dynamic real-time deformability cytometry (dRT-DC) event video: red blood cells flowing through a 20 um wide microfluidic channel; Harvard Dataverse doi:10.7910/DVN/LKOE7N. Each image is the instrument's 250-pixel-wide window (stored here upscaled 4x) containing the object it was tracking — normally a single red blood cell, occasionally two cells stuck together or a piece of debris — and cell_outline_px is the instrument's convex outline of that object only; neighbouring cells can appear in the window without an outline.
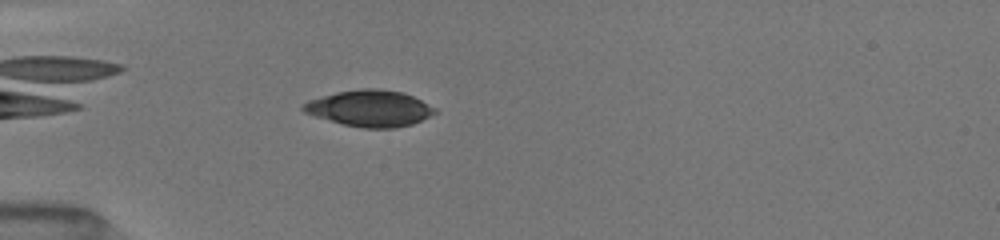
{"species": "common noctule bat (a hibernating species)", "species_latin": "Nyctalus noctula", "temperature_condition": "room temperature", "stored_images_in_passage": 29, "camera_frame_rate_fps": 3000, "um_per_image_px": 0.085, "animal": {"sex": "female", "body_mass_g": 19.5, "forearm_length_mm": 54.1}, "frame": {"image": 1, "passage_image": 3, "time_ms": 1.0, "image_size_px": [1000, 240], "cell_outline_px": [[436, 112], [412, 124], [396, 128], [364, 128], [344, 124], [316, 116], [304, 112], [300, 108], [308, 100], [340, 92], [360, 88], [376, 88], [400, 92], [412, 96], [436, 108]], "centroid_in_image_um": [31.43, 9.21], "position_along_channel_um": 53.6, "area_um2": 27.34}}
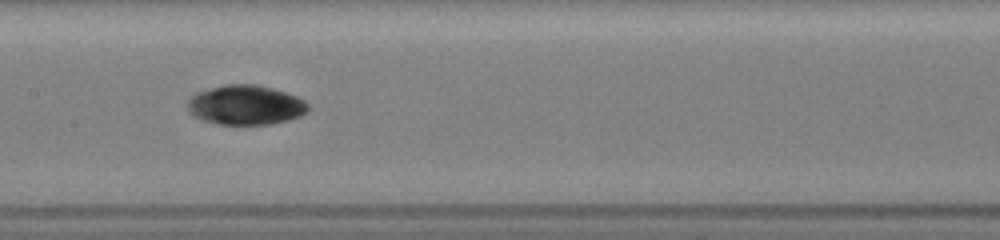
{"frame": {"image": 2, "passage_image": 9, "time_ms": 4.667, "image_size_px": [1000, 240], "cell_outline_px": [[308, 108], [300, 116], [288, 120], [268, 124], [216, 124], [200, 120], [188, 108], [188, 100], [196, 92], [224, 84], [256, 84], [272, 88], [296, 96], [304, 100], [308, 104]], "centroid_in_image_um": [20.86, 8.92], "position_along_channel_um": 186.5, "area_um2": 27.63}}
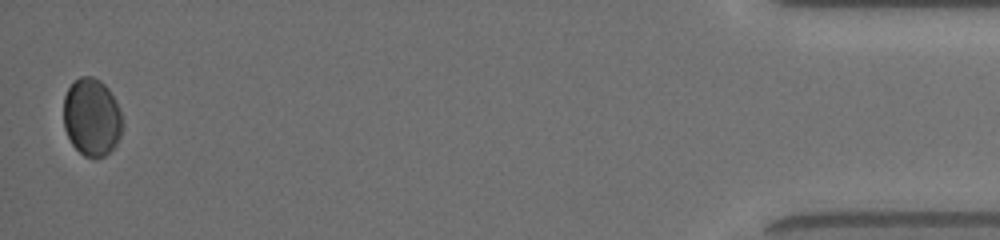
{"frame": {"image": 3, "passage_image": 29, "time_ms": 12.667, "image_size_px": [1000, 240], "cell_outline_px": [[124, 124], [120, 136], [116, 144], [104, 156], [96, 160], [84, 156], [72, 144], [64, 128], [64, 96], [68, 88], [80, 76], [92, 76], [100, 80], [108, 88], [120, 112]], "centroid_in_image_um": [7.8, 9.98], "position_along_channel_um": 427.4, "area_um2": 26.7}, "authors_computed_cell_mechanics": {"area_um2": 26.8192, "velocity_mm_per_s": 4.0255, "shape_relaxation_time_tau1_ms": 1.9793, "shape_relaxation_time_tau2_ms": null, "deformation_change_tau1": 0.0765, "deformation_change_tau2": null}}